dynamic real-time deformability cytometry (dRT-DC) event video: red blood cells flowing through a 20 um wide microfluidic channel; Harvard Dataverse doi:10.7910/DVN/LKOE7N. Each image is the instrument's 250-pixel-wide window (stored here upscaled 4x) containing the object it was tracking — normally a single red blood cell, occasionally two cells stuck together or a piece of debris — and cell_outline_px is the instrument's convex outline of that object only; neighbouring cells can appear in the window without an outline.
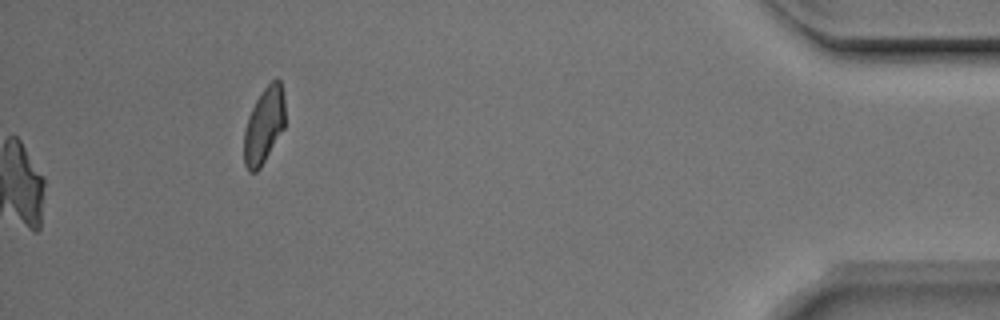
{"species": "Egyptian fruit bat (a non-hibernating species)", "species_latin": "Rousettus aegyptiacus", "temperature_condition": "room temperature", "stored_images_in_passage": 48, "camera_frame_rate_fps": 3000, "um_per_image_px": 0.085, "animal": {"sex": "male"}, "frame": {"image": 1, "passage_image": 48, "time_ms": 15.667, "image_size_px": [1000, 320], "cell_outline_px": [[284, 128], [260, 168], [256, 172], [248, 172], [244, 164], [244, 128], [248, 116], [256, 100], [264, 88], [276, 76], [280, 80], [284, 96]], "centroid_in_image_um": [22.43, 10.66], "position_along_channel_um": 412.8, "area_um2": 18.26}}